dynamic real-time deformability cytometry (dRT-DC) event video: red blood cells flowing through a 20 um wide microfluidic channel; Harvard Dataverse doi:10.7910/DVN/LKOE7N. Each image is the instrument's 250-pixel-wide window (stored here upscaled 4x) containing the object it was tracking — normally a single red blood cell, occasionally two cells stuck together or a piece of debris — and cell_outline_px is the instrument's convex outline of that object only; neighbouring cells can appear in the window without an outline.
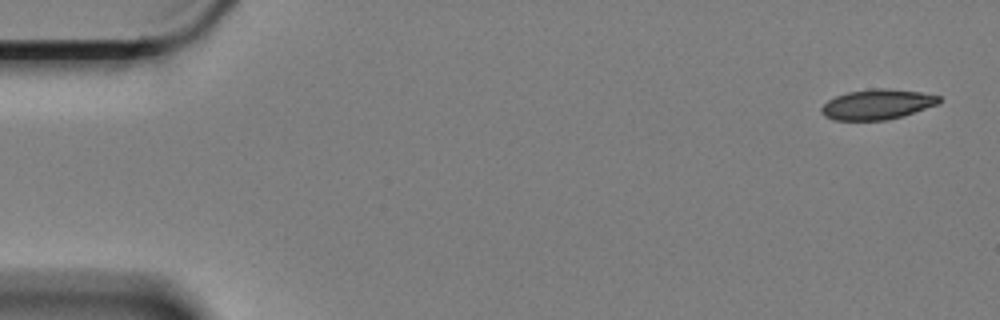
{"species": "Egyptian fruit bat (a non-hibernating species)", "species_latin": "Rousettus aegyptiacus", "temperature_condition": "cold", "stored_images_in_passage": 4, "camera_frame_rate_fps": 3000, "um_per_image_px": 0.085, "animal": {"sex": "female"}, "frame": {"image": 1, "passage_image": 1, "time_ms": 0.0, "image_size_px": [1000, 320], "cell_outline_px": [[940, 104], [904, 116], [888, 120], [832, 120], [824, 116], [820, 112], [820, 108], [828, 100], [836, 96], [848, 92], [876, 88], [884, 88], [920, 92], [940, 96]], "centroid_in_image_um": [74.57, 8.88], "position_along_channel_um": 10.4, "area_um2": 20.81}}